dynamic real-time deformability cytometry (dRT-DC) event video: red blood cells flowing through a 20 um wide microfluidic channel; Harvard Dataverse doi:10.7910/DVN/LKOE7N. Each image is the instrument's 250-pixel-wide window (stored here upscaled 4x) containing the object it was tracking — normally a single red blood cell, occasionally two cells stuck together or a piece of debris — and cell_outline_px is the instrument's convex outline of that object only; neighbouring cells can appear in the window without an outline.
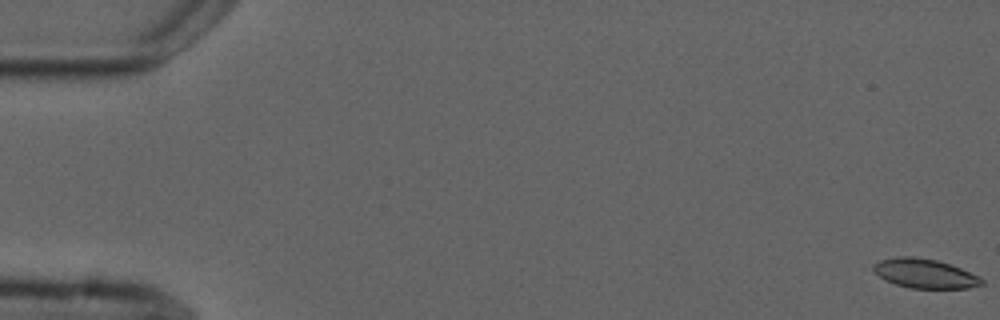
{"species": "common noctule bat (a hibernating species)", "species_latin": "Nyctalus noctula", "temperature_condition": "cold", "stored_images_in_passage": 8, "camera_frame_rate_fps": 3000, "um_per_image_px": 0.085, "animal": {"sex": "male", "forearm_length_mm": 52.5}, "frame": {"image": 1, "passage_image": 1, "time_ms": 0.0, "image_size_px": [1000, 320], "cell_outline_px": [[984, 284], [968, 288], [912, 288], [896, 284], [884, 280], [872, 268], [872, 264], [880, 260], [896, 256], [912, 256], [936, 260], [960, 268], [980, 276], [984, 280]], "centroid_in_image_um": [78.61, 23.24], "position_along_channel_um": 6.4, "area_um2": 18.44}}
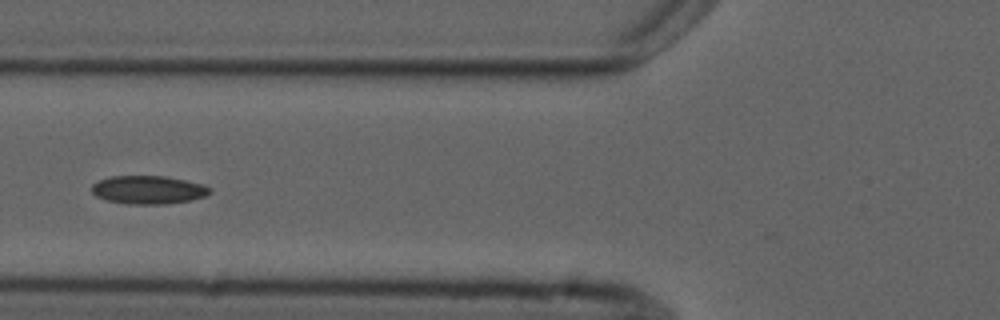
{"frame": {"image": 2, "passage_image": 7, "time_ms": 7.0, "image_size_px": [1000, 320], "cell_outline_px": [[212, 192], [204, 196], [188, 200], [164, 204], [128, 204], [108, 200], [96, 196], [92, 192], [92, 184], [100, 180], [112, 176], [164, 176], [184, 180], [200, 184], [212, 188]], "centroid_in_image_um": [12.59, 16.13], "position_along_channel_um": 113.2, "area_um2": 19.19}}
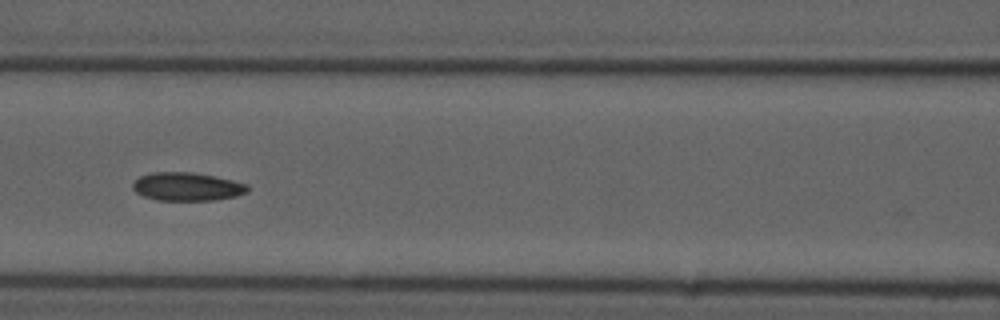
{"frame": {"image": 3, "passage_image": 8, "time_ms": 8.0, "image_size_px": [1000, 320], "cell_outline_px": [[248, 192], [236, 196], [212, 200], [160, 200], [144, 196], [136, 192], [132, 188], [132, 184], [140, 176], [152, 172], [192, 172], [216, 176], [248, 184]], "centroid_in_image_um": [15.91, 15.85], "position_along_channel_um": 150.7, "area_um2": 18.9}}